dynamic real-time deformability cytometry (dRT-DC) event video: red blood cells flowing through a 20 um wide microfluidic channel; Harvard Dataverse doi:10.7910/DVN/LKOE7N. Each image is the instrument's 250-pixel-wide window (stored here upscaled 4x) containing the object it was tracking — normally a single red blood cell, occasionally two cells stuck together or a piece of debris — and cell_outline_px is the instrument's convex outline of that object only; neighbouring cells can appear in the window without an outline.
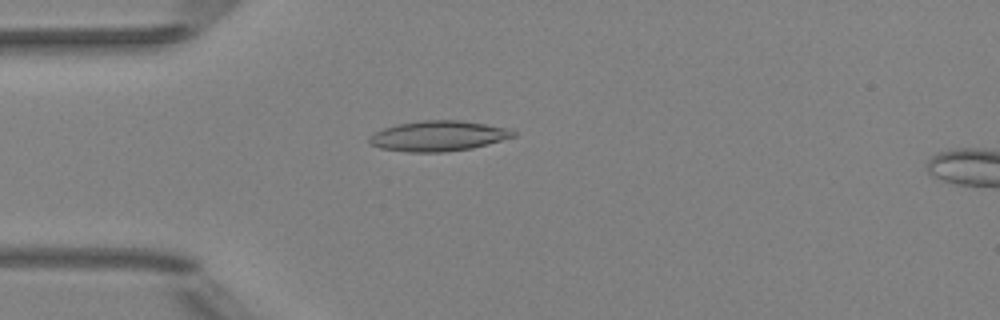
{"species": "Egyptian fruit bat (a non-hibernating species)", "species_latin": "Rousettus aegyptiacus", "temperature_condition": "room temperature", "stored_images_in_passage": 51, "camera_frame_rate_fps": 3000, "um_per_image_px": 0.085, "animal": {"sex": "female"}, "frame": {"image": 1, "passage_image": 14, "time_ms": 4.333, "image_size_px": [1000, 320], "cell_outline_px": [[516, 136], [488, 144], [472, 148], [444, 152], [408, 152], [380, 148], [368, 144], [368, 140], [376, 132], [384, 128], [400, 124], [424, 120], [460, 120], [484, 124], [504, 128], [516, 132]], "centroid_in_image_um": [37.24, 11.57], "position_along_channel_um": 47.8, "area_um2": 25.14}}
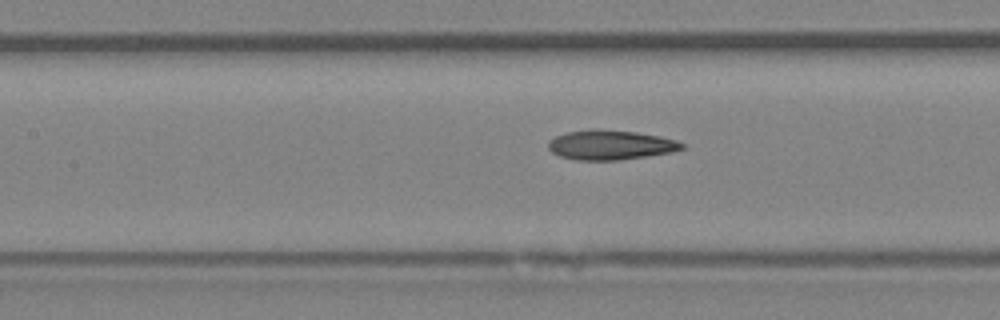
{"frame": {"image": 2, "passage_image": 23, "time_ms": 7.333, "image_size_px": [1000, 320], "cell_outline_px": [[684, 148], [672, 152], [616, 160], [576, 160], [560, 156], [552, 152], [548, 148], [548, 140], [556, 136], [568, 132], [592, 128], [596, 128], [636, 132], [660, 136], [676, 140], [684, 144]], "centroid_in_image_um": [51.86, 12.31], "position_along_channel_um": 155.5, "area_um2": 23.06}}
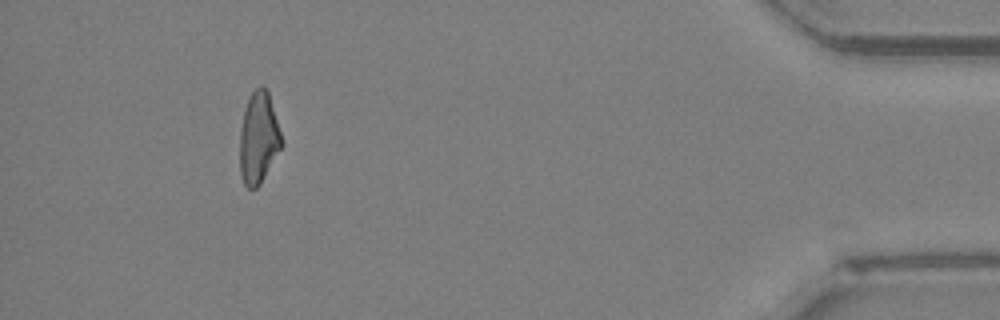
{"frame": {"image": 3, "passage_image": 47, "time_ms": 15.333, "image_size_px": [1000, 320], "cell_outline_px": [[284, 144], [260, 184], [256, 188], [248, 188], [244, 184], [240, 172], [240, 128], [244, 108], [248, 96], [260, 84], [268, 92]], "centroid_in_image_um": [21.97, 11.72], "position_along_channel_um": 413.2, "area_um2": 22.31}, "authors_computed_cell_mechanics": {"area_um2": 23.1778, "velocity_mm_per_s": 4.0488, "shape_relaxation_time_tau1_ms": 8.3707, "shape_relaxation_time_tau2_ms": 6.8311, "deformation_change_tau1": 0.198, "deformation_change_tau2": 0.1664}}